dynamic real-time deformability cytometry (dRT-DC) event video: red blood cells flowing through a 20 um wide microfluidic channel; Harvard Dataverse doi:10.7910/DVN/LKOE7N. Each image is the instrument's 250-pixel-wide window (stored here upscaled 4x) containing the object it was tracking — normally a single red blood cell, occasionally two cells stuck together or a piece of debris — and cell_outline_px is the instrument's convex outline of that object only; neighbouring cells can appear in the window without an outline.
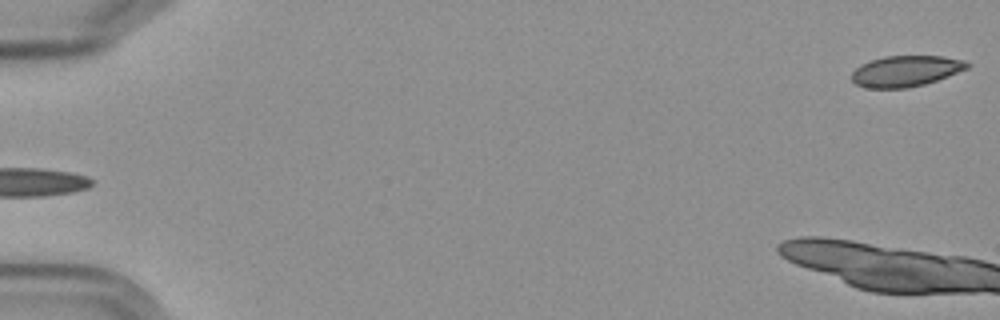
{"species": "Egyptian fruit bat (a non-hibernating species)", "species_latin": "Rousettus aegyptiacus", "temperature_condition": "cold", "stored_images_in_passage": 4, "camera_frame_rate_fps": 3000, "um_per_image_px": 0.085, "frame": {"image": 1, "passage_image": 4, "time_ms": 3.333, "image_size_px": [1000, 320], "cell_outline_px": [[972, 64], [968, 68], [948, 76], [924, 84], [908, 88], [868, 88], [856, 84], [852, 80], [852, 72], [860, 64], [884, 56], [940, 56], [964, 60]], "centroid_in_image_um": [76.99, 6.04], "position_along_channel_um": 8.0, "area_um2": 20.75}}